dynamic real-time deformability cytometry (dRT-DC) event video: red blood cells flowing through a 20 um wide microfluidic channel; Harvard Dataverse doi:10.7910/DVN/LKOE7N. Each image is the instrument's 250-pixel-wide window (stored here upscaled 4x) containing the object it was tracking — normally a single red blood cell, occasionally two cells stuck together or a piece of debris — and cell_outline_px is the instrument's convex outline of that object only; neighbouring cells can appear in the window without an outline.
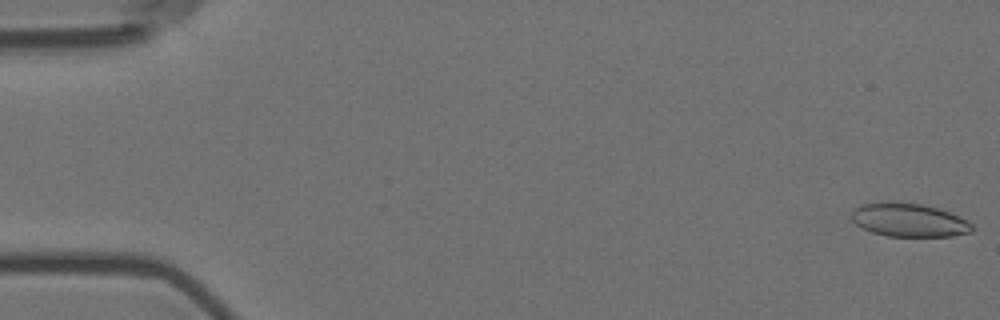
{"species": "Egyptian fruit bat (a non-hibernating species)", "species_latin": "Rousettus aegyptiacus", "temperature_condition": "room temperature", "stored_images_in_passage": 9, "camera_frame_rate_fps": 3000, "um_per_image_px": 0.085, "animal": {"sex": "female"}, "frame": {"image": 1, "passage_image": 1, "time_ms": 0.0, "image_size_px": [1000, 320], "cell_outline_px": [[976, 228], [972, 232], [952, 236], [888, 236], [872, 232], [856, 224], [852, 220], [852, 208], [860, 204], [880, 200], [896, 200], [920, 204], [936, 208], [960, 216], [968, 220]], "centroid_in_image_um": [77.24, 18.67], "position_along_channel_um": 7.8, "area_um2": 24.04}}